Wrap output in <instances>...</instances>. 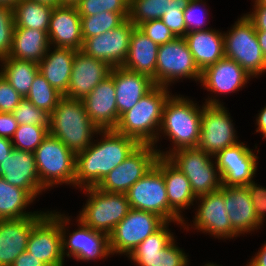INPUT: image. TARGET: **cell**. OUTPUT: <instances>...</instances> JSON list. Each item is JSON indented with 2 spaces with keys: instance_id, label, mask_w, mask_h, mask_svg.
Returning <instances> with one entry per match:
<instances>
[{
  "instance_id": "cell-1",
  "label": "cell",
  "mask_w": 266,
  "mask_h": 266,
  "mask_svg": "<svg viewBox=\"0 0 266 266\" xmlns=\"http://www.w3.org/2000/svg\"><path fill=\"white\" fill-rule=\"evenodd\" d=\"M100 142L92 143L76 154L75 186L81 190L97 187L99 183L123 162L140 144L114 129L99 130ZM104 137V138H102Z\"/></svg>"
},
{
  "instance_id": "cell-2",
  "label": "cell",
  "mask_w": 266,
  "mask_h": 266,
  "mask_svg": "<svg viewBox=\"0 0 266 266\" xmlns=\"http://www.w3.org/2000/svg\"><path fill=\"white\" fill-rule=\"evenodd\" d=\"M168 89V87L156 85L133 108L120 116L114 130L135 139L139 144L155 147L158 142L163 109L171 96Z\"/></svg>"
},
{
  "instance_id": "cell-3",
  "label": "cell",
  "mask_w": 266,
  "mask_h": 266,
  "mask_svg": "<svg viewBox=\"0 0 266 266\" xmlns=\"http://www.w3.org/2000/svg\"><path fill=\"white\" fill-rule=\"evenodd\" d=\"M185 97L171 96L165 103L159 133L168 136L174 146L172 150L161 152L158 156L167 157L172 151L181 148H197L201 132L202 109Z\"/></svg>"
},
{
  "instance_id": "cell-4",
  "label": "cell",
  "mask_w": 266,
  "mask_h": 266,
  "mask_svg": "<svg viewBox=\"0 0 266 266\" xmlns=\"http://www.w3.org/2000/svg\"><path fill=\"white\" fill-rule=\"evenodd\" d=\"M48 129L51 136L60 139L75 155L87 149L93 135L99 131L85 111L82 100L64 96L49 115Z\"/></svg>"
},
{
  "instance_id": "cell-5",
  "label": "cell",
  "mask_w": 266,
  "mask_h": 266,
  "mask_svg": "<svg viewBox=\"0 0 266 266\" xmlns=\"http://www.w3.org/2000/svg\"><path fill=\"white\" fill-rule=\"evenodd\" d=\"M34 154L39 181L45 189L63 183L75 187L76 155L60 139L49 134Z\"/></svg>"
},
{
  "instance_id": "cell-6",
  "label": "cell",
  "mask_w": 266,
  "mask_h": 266,
  "mask_svg": "<svg viewBox=\"0 0 266 266\" xmlns=\"http://www.w3.org/2000/svg\"><path fill=\"white\" fill-rule=\"evenodd\" d=\"M223 36L225 57L234 60L253 78L266 72V58L258 43L256 29L246 15Z\"/></svg>"
},
{
  "instance_id": "cell-7",
  "label": "cell",
  "mask_w": 266,
  "mask_h": 266,
  "mask_svg": "<svg viewBox=\"0 0 266 266\" xmlns=\"http://www.w3.org/2000/svg\"><path fill=\"white\" fill-rule=\"evenodd\" d=\"M84 191L89 198L78 219L93 230L109 235L131 209L127 195L102 191L97 187L84 188Z\"/></svg>"
},
{
  "instance_id": "cell-8",
  "label": "cell",
  "mask_w": 266,
  "mask_h": 266,
  "mask_svg": "<svg viewBox=\"0 0 266 266\" xmlns=\"http://www.w3.org/2000/svg\"><path fill=\"white\" fill-rule=\"evenodd\" d=\"M126 195L131 209L155 213L166 222H176L183 228L186 225L185 219L169 206L163 174L155 165L129 188Z\"/></svg>"
},
{
  "instance_id": "cell-9",
  "label": "cell",
  "mask_w": 266,
  "mask_h": 266,
  "mask_svg": "<svg viewBox=\"0 0 266 266\" xmlns=\"http://www.w3.org/2000/svg\"><path fill=\"white\" fill-rule=\"evenodd\" d=\"M212 155L198 148H181L166 158L185 174L196 197L215 192L222 181Z\"/></svg>"
},
{
  "instance_id": "cell-10",
  "label": "cell",
  "mask_w": 266,
  "mask_h": 266,
  "mask_svg": "<svg viewBox=\"0 0 266 266\" xmlns=\"http://www.w3.org/2000/svg\"><path fill=\"white\" fill-rule=\"evenodd\" d=\"M227 111L216 98L206 99L202 106L201 132L197 148L212 157L226 147L239 143L233 120Z\"/></svg>"
},
{
  "instance_id": "cell-11",
  "label": "cell",
  "mask_w": 266,
  "mask_h": 266,
  "mask_svg": "<svg viewBox=\"0 0 266 266\" xmlns=\"http://www.w3.org/2000/svg\"><path fill=\"white\" fill-rule=\"evenodd\" d=\"M183 78L195 81L201 79V71L196 65L184 37L159 45L155 73V85L168 87Z\"/></svg>"
},
{
  "instance_id": "cell-12",
  "label": "cell",
  "mask_w": 266,
  "mask_h": 266,
  "mask_svg": "<svg viewBox=\"0 0 266 266\" xmlns=\"http://www.w3.org/2000/svg\"><path fill=\"white\" fill-rule=\"evenodd\" d=\"M165 223L166 221L155 213L130 209L109 234L111 254L130 255L143 240Z\"/></svg>"
},
{
  "instance_id": "cell-13",
  "label": "cell",
  "mask_w": 266,
  "mask_h": 266,
  "mask_svg": "<svg viewBox=\"0 0 266 266\" xmlns=\"http://www.w3.org/2000/svg\"><path fill=\"white\" fill-rule=\"evenodd\" d=\"M166 222L143 240L128 256L138 266H188L185 252L175 244Z\"/></svg>"
},
{
  "instance_id": "cell-14",
  "label": "cell",
  "mask_w": 266,
  "mask_h": 266,
  "mask_svg": "<svg viewBox=\"0 0 266 266\" xmlns=\"http://www.w3.org/2000/svg\"><path fill=\"white\" fill-rule=\"evenodd\" d=\"M153 145L140 144L123 162L99 183L102 191L126 194L129 188L147 174L158 158Z\"/></svg>"
},
{
  "instance_id": "cell-15",
  "label": "cell",
  "mask_w": 266,
  "mask_h": 266,
  "mask_svg": "<svg viewBox=\"0 0 266 266\" xmlns=\"http://www.w3.org/2000/svg\"><path fill=\"white\" fill-rule=\"evenodd\" d=\"M69 221L70 217L60 213V232L64 258L66 255L68 257L74 256L77 261L83 260L86 262L104 257L106 259L107 256L112 255L107 233L93 230L78 219L79 228L73 233H69V237H67L65 226Z\"/></svg>"
},
{
  "instance_id": "cell-16",
  "label": "cell",
  "mask_w": 266,
  "mask_h": 266,
  "mask_svg": "<svg viewBox=\"0 0 266 266\" xmlns=\"http://www.w3.org/2000/svg\"><path fill=\"white\" fill-rule=\"evenodd\" d=\"M136 26L126 19L117 28L83 40L81 51L110 67L122 66L126 60L130 37Z\"/></svg>"
},
{
  "instance_id": "cell-17",
  "label": "cell",
  "mask_w": 266,
  "mask_h": 266,
  "mask_svg": "<svg viewBox=\"0 0 266 266\" xmlns=\"http://www.w3.org/2000/svg\"><path fill=\"white\" fill-rule=\"evenodd\" d=\"M59 212H49L32 228L27 251L47 266H63Z\"/></svg>"
},
{
  "instance_id": "cell-18",
  "label": "cell",
  "mask_w": 266,
  "mask_h": 266,
  "mask_svg": "<svg viewBox=\"0 0 266 266\" xmlns=\"http://www.w3.org/2000/svg\"><path fill=\"white\" fill-rule=\"evenodd\" d=\"M243 142L226 147L213 158L218 168L222 185L247 186L253 182L258 156Z\"/></svg>"
},
{
  "instance_id": "cell-19",
  "label": "cell",
  "mask_w": 266,
  "mask_h": 266,
  "mask_svg": "<svg viewBox=\"0 0 266 266\" xmlns=\"http://www.w3.org/2000/svg\"><path fill=\"white\" fill-rule=\"evenodd\" d=\"M200 200L194 216L195 229L210 233L215 238H232L239 236L233 229L224 202V191L219 190L196 198Z\"/></svg>"
},
{
  "instance_id": "cell-20",
  "label": "cell",
  "mask_w": 266,
  "mask_h": 266,
  "mask_svg": "<svg viewBox=\"0 0 266 266\" xmlns=\"http://www.w3.org/2000/svg\"><path fill=\"white\" fill-rule=\"evenodd\" d=\"M111 68L106 62L77 50L68 89L63 96L69 99L82 100L109 76Z\"/></svg>"
},
{
  "instance_id": "cell-21",
  "label": "cell",
  "mask_w": 266,
  "mask_h": 266,
  "mask_svg": "<svg viewBox=\"0 0 266 266\" xmlns=\"http://www.w3.org/2000/svg\"><path fill=\"white\" fill-rule=\"evenodd\" d=\"M0 177L15 187L25 190L34 200L45 188L39 181L35 154L13 149L0 162Z\"/></svg>"
},
{
  "instance_id": "cell-22",
  "label": "cell",
  "mask_w": 266,
  "mask_h": 266,
  "mask_svg": "<svg viewBox=\"0 0 266 266\" xmlns=\"http://www.w3.org/2000/svg\"><path fill=\"white\" fill-rule=\"evenodd\" d=\"M85 111L99 130L115 129L119 121L113 77L109 74L85 98Z\"/></svg>"
},
{
  "instance_id": "cell-23",
  "label": "cell",
  "mask_w": 266,
  "mask_h": 266,
  "mask_svg": "<svg viewBox=\"0 0 266 266\" xmlns=\"http://www.w3.org/2000/svg\"><path fill=\"white\" fill-rule=\"evenodd\" d=\"M48 36L51 46L81 50V16L73 5H56L51 14Z\"/></svg>"
},
{
  "instance_id": "cell-24",
  "label": "cell",
  "mask_w": 266,
  "mask_h": 266,
  "mask_svg": "<svg viewBox=\"0 0 266 266\" xmlns=\"http://www.w3.org/2000/svg\"><path fill=\"white\" fill-rule=\"evenodd\" d=\"M44 216L0 220V266H11L27 250L32 228Z\"/></svg>"
},
{
  "instance_id": "cell-25",
  "label": "cell",
  "mask_w": 266,
  "mask_h": 266,
  "mask_svg": "<svg viewBox=\"0 0 266 266\" xmlns=\"http://www.w3.org/2000/svg\"><path fill=\"white\" fill-rule=\"evenodd\" d=\"M110 75L113 77L115 84L119 118L156 86L149 76L128 70L122 66L111 68Z\"/></svg>"
},
{
  "instance_id": "cell-26",
  "label": "cell",
  "mask_w": 266,
  "mask_h": 266,
  "mask_svg": "<svg viewBox=\"0 0 266 266\" xmlns=\"http://www.w3.org/2000/svg\"><path fill=\"white\" fill-rule=\"evenodd\" d=\"M251 76L234 60L223 57L201 72V85L208 91L220 94L235 93Z\"/></svg>"
},
{
  "instance_id": "cell-27",
  "label": "cell",
  "mask_w": 266,
  "mask_h": 266,
  "mask_svg": "<svg viewBox=\"0 0 266 266\" xmlns=\"http://www.w3.org/2000/svg\"><path fill=\"white\" fill-rule=\"evenodd\" d=\"M230 223L238 234H247L263 225L258 220L247 186L221 185Z\"/></svg>"
},
{
  "instance_id": "cell-28",
  "label": "cell",
  "mask_w": 266,
  "mask_h": 266,
  "mask_svg": "<svg viewBox=\"0 0 266 266\" xmlns=\"http://www.w3.org/2000/svg\"><path fill=\"white\" fill-rule=\"evenodd\" d=\"M155 166L162 172L167 191L169 206L183 218L180 209L194 205L196 196L185 174L174 166L166 157H158ZM182 215V216H181Z\"/></svg>"
},
{
  "instance_id": "cell-29",
  "label": "cell",
  "mask_w": 266,
  "mask_h": 266,
  "mask_svg": "<svg viewBox=\"0 0 266 266\" xmlns=\"http://www.w3.org/2000/svg\"><path fill=\"white\" fill-rule=\"evenodd\" d=\"M184 39L201 72L225 57L224 36L218 30L189 32Z\"/></svg>"
},
{
  "instance_id": "cell-30",
  "label": "cell",
  "mask_w": 266,
  "mask_h": 266,
  "mask_svg": "<svg viewBox=\"0 0 266 266\" xmlns=\"http://www.w3.org/2000/svg\"><path fill=\"white\" fill-rule=\"evenodd\" d=\"M51 48L49 47L44 58L38 63L39 73L53 88L64 95L68 89L74 56L77 51L55 46L54 51H51Z\"/></svg>"
},
{
  "instance_id": "cell-31",
  "label": "cell",
  "mask_w": 266,
  "mask_h": 266,
  "mask_svg": "<svg viewBox=\"0 0 266 266\" xmlns=\"http://www.w3.org/2000/svg\"><path fill=\"white\" fill-rule=\"evenodd\" d=\"M158 48L157 43L142 33L138 27H135L131 33L128 54L122 67L145 74L155 83Z\"/></svg>"
},
{
  "instance_id": "cell-32",
  "label": "cell",
  "mask_w": 266,
  "mask_h": 266,
  "mask_svg": "<svg viewBox=\"0 0 266 266\" xmlns=\"http://www.w3.org/2000/svg\"><path fill=\"white\" fill-rule=\"evenodd\" d=\"M50 46L48 32L15 26L9 57L39 63Z\"/></svg>"
},
{
  "instance_id": "cell-33",
  "label": "cell",
  "mask_w": 266,
  "mask_h": 266,
  "mask_svg": "<svg viewBox=\"0 0 266 266\" xmlns=\"http://www.w3.org/2000/svg\"><path fill=\"white\" fill-rule=\"evenodd\" d=\"M34 199L23 189L11 185L0 177V220L32 216H45L47 212H26Z\"/></svg>"
},
{
  "instance_id": "cell-34",
  "label": "cell",
  "mask_w": 266,
  "mask_h": 266,
  "mask_svg": "<svg viewBox=\"0 0 266 266\" xmlns=\"http://www.w3.org/2000/svg\"><path fill=\"white\" fill-rule=\"evenodd\" d=\"M190 0H130L128 19L137 27L143 22L160 19L165 12L184 11Z\"/></svg>"
},
{
  "instance_id": "cell-35",
  "label": "cell",
  "mask_w": 266,
  "mask_h": 266,
  "mask_svg": "<svg viewBox=\"0 0 266 266\" xmlns=\"http://www.w3.org/2000/svg\"><path fill=\"white\" fill-rule=\"evenodd\" d=\"M0 61L3 65L0 74L23 98H25L34 78L39 73L38 63L31 60H20L11 57H6Z\"/></svg>"
},
{
  "instance_id": "cell-36",
  "label": "cell",
  "mask_w": 266,
  "mask_h": 266,
  "mask_svg": "<svg viewBox=\"0 0 266 266\" xmlns=\"http://www.w3.org/2000/svg\"><path fill=\"white\" fill-rule=\"evenodd\" d=\"M53 8L47 3L19 0L13 7L15 26L48 32Z\"/></svg>"
},
{
  "instance_id": "cell-37",
  "label": "cell",
  "mask_w": 266,
  "mask_h": 266,
  "mask_svg": "<svg viewBox=\"0 0 266 266\" xmlns=\"http://www.w3.org/2000/svg\"><path fill=\"white\" fill-rule=\"evenodd\" d=\"M128 19V13L104 11L93 16H81L83 40L103 34L121 25Z\"/></svg>"
},
{
  "instance_id": "cell-38",
  "label": "cell",
  "mask_w": 266,
  "mask_h": 266,
  "mask_svg": "<svg viewBox=\"0 0 266 266\" xmlns=\"http://www.w3.org/2000/svg\"><path fill=\"white\" fill-rule=\"evenodd\" d=\"M62 97L63 95L53 88L50 83L38 73L25 98L37 108L44 110L50 115Z\"/></svg>"
},
{
  "instance_id": "cell-39",
  "label": "cell",
  "mask_w": 266,
  "mask_h": 266,
  "mask_svg": "<svg viewBox=\"0 0 266 266\" xmlns=\"http://www.w3.org/2000/svg\"><path fill=\"white\" fill-rule=\"evenodd\" d=\"M49 126L18 125L13 136V148L34 153L36 148L49 135Z\"/></svg>"
},
{
  "instance_id": "cell-40",
  "label": "cell",
  "mask_w": 266,
  "mask_h": 266,
  "mask_svg": "<svg viewBox=\"0 0 266 266\" xmlns=\"http://www.w3.org/2000/svg\"><path fill=\"white\" fill-rule=\"evenodd\" d=\"M128 6L125 0H80L75 5L80 16H93L104 11L128 13Z\"/></svg>"
},
{
  "instance_id": "cell-41",
  "label": "cell",
  "mask_w": 266,
  "mask_h": 266,
  "mask_svg": "<svg viewBox=\"0 0 266 266\" xmlns=\"http://www.w3.org/2000/svg\"><path fill=\"white\" fill-rule=\"evenodd\" d=\"M19 125L49 126V114L23 98L12 112Z\"/></svg>"
},
{
  "instance_id": "cell-42",
  "label": "cell",
  "mask_w": 266,
  "mask_h": 266,
  "mask_svg": "<svg viewBox=\"0 0 266 266\" xmlns=\"http://www.w3.org/2000/svg\"><path fill=\"white\" fill-rule=\"evenodd\" d=\"M14 28V9L0 5V60L9 57Z\"/></svg>"
},
{
  "instance_id": "cell-43",
  "label": "cell",
  "mask_w": 266,
  "mask_h": 266,
  "mask_svg": "<svg viewBox=\"0 0 266 266\" xmlns=\"http://www.w3.org/2000/svg\"><path fill=\"white\" fill-rule=\"evenodd\" d=\"M137 27L158 45L165 44L175 38L170 29L160 19L143 22Z\"/></svg>"
},
{
  "instance_id": "cell-44",
  "label": "cell",
  "mask_w": 266,
  "mask_h": 266,
  "mask_svg": "<svg viewBox=\"0 0 266 266\" xmlns=\"http://www.w3.org/2000/svg\"><path fill=\"white\" fill-rule=\"evenodd\" d=\"M202 3H203L202 0H190L188 6L184 9V22L186 25L187 33L209 29V28L203 27L205 26V22H204L205 19L203 15L206 12L203 10H206V9H202L201 7Z\"/></svg>"
},
{
  "instance_id": "cell-45",
  "label": "cell",
  "mask_w": 266,
  "mask_h": 266,
  "mask_svg": "<svg viewBox=\"0 0 266 266\" xmlns=\"http://www.w3.org/2000/svg\"><path fill=\"white\" fill-rule=\"evenodd\" d=\"M23 97L0 74V112L12 113Z\"/></svg>"
},
{
  "instance_id": "cell-46",
  "label": "cell",
  "mask_w": 266,
  "mask_h": 266,
  "mask_svg": "<svg viewBox=\"0 0 266 266\" xmlns=\"http://www.w3.org/2000/svg\"><path fill=\"white\" fill-rule=\"evenodd\" d=\"M250 198L252 199L255 214L261 224L264 222L266 213V188L258 186L255 181L247 185Z\"/></svg>"
},
{
  "instance_id": "cell-47",
  "label": "cell",
  "mask_w": 266,
  "mask_h": 266,
  "mask_svg": "<svg viewBox=\"0 0 266 266\" xmlns=\"http://www.w3.org/2000/svg\"><path fill=\"white\" fill-rule=\"evenodd\" d=\"M160 20L170 29L175 37H184L187 34L184 11L165 12Z\"/></svg>"
},
{
  "instance_id": "cell-48",
  "label": "cell",
  "mask_w": 266,
  "mask_h": 266,
  "mask_svg": "<svg viewBox=\"0 0 266 266\" xmlns=\"http://www.w3.org/2000/svg\"><path fill=\"white\" fill-rule=\"evenodd\" d=\"M18 125L12 113L0 112V137L12 140Z\"/></svg>"
},
{
  "instance_id": "cell-49",
  "label": "cell",
  "mask_w": 266,
  "mask_h": 266,
  "mask_svg": "<svg viewBox=\"0 0 266 266\" xmlns=\"http://www.w3.org/2000/svg\"><path fill=\"white\" fill-rule=\"evenodd\" d=\"M254 11L246 14V17L253 23L256 31H266V6L254 1Z\"/></svg>"
},
{
  "instance_id": "cell-50",
  "label": "cell",
  "mask_w": 266,
  "mask_h": 266,
  "mask_svg": "<svg viewBox=\"0 0 266 266\" xmlns=\"http://www.w3.org/2000/svg\"><path fill=\"white\" fill-rule=\"evenodd\" d=\"M11 266H47V265L26 250L15 259V261L12 263Z\"/></svg>"
},
{
  "instance_id": "cell-51",
  "label": "cell",
  "mask_w": 266,
  "mask_h": 266,
  "mask_svg": "<svg viewBox=\"0 0 266 266\" xmlns=\"http://www.w3.org/2000/svg\"><path fill=\"white\" fill-rule=\"evenodd\" d=\"M13 149L11 139L0 137V162H2Z\"/></svg>"
},
{
  "instance_id": "cell-52",
  "label": "cell",
  "mask_w": 266,
  "mask_h": 266,
  "mask_svg": "<svg viewBox=\"0 0 266 266\" xmlns=\"http://www.w3.org/2000/svg\"><path fill=\"white\" fill-rule=\"evenodd\" d=\"M247 266H266V244L252 257Z\"/></svg>"
},
{
  "instance_id": "cell-53",
  "label": "cell",
  "mask_w": 266,
  "mask_h": 266,
  "mask_svg": "<svg viewBox=\"0 0 266 266\" xmlns=\"http://www.w3.org/2000/svg\"><path fill=\"white\" fill-rule=\"evenodd\" d=\"M258 128L256 132H261L263 138H266V106L261 109L258 117L256 118Z\"/></svg>"
},
{
  "instance_id": "cell-54",
  "label": "cell",
  "mask_w": 266,
  "mask_h": 266,
  "mask_svg": "<svg viewBox=\"0 0 266 266\" xmlns=\"http://www.w3.org/2000/svg\"><path fill=\"white\" fill-rule=\"evenodd\" d=\"M256 36H257L260 48L266 58V31H256Z\"/></svg>"
},
{
  "instance_id": "cell-55",
  "label": "cell",
  "mask_w": 266,
  "mask_h": 266,
  "mask_svg": "<svg viewBox=\"0 0 266 266\" xmlns=\"http://www.w3.org/2000/svg\"><path fill=\"white\" fill-rule=\"evenodd\" d=\"M80 0H58V5H73L75 6Z\"/></svg>"
},
{
  "instance_id": "cell-56",
  "label": "cell",
  "mask_w": 266,
  "mask_h": 266,
  "mask_svg": "<svg viewBox=\"0 0 266 266\" xmlns=\"http://www.w3.org/2000/svg\"><path fill=\"white\" fill-rule=\"evenodd\" d=\"M18 1L19 0H0V5H7L13 8Z\"/></svg>"
},
{
  "instance_id": "cell-57",
  "label": "cell",
  "mask_w": 266,
  "mask_h": 266,
  "mask_svg": "<svg viewBox=\"0 0 266 266\" xmlns=\"http://www.w3.org/2000/svg\"><path fill=\"white\" fill-rule=\"evenodd\" d=\"M34 1L42 2V3H47V4H50L52 6L58 5V0H34Z\"/></svg>"
},
{
  "instance_id": "cell-58",
  "label": "cell",
  "mask_w": 266,
  "mask_h": 266,
  "mask_svg": "<svg viewBox=\"0 0 266 266\" xmlns=\"http://www.w3.org/2000/svg\"><path fill=\"white\" fill-rule=\"evenodd\" d=\"M259 4L266 6V0H256Z\"/></svg>"
},
{
  "instance_id": "cell-59",
  "label": "cell",
  "mask_w": 266,
  "mask_h": 266,
  "mask_svg": "<svg viewBox=\"0 0 266 266\" xmlns=\"http://www.w3.org/2000/svg\"><path fill=\"white\" fill-rule=\"evenodd\" d=\"M205 266H219V265H216L214 263H207V264H205Z\"/></svg>"
}]
</instances>
